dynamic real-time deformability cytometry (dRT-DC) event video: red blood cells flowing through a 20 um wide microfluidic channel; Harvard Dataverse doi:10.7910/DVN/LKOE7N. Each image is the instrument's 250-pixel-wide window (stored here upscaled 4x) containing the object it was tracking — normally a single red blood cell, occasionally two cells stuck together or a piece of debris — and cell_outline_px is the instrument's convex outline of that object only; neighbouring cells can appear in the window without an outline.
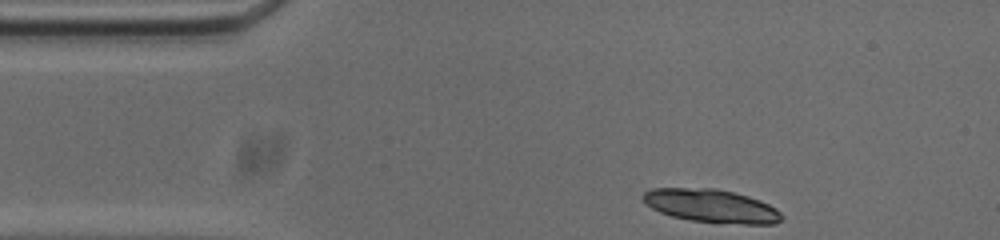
{"species": "common noctule bat (a hibernating species)", "species_latin": "Nyctalus noctula", "temperature_condition": "cold", "stored_images_in_passage": 46, "camera_frame_rate_fps": 3000, "um_per_image_px": 0.085, "animal": {"sex": "male", "body_mass_g": 20.0, "forearm_length_mm": 53.3}, "frame": {"image": 1, "passage_image": 1, "time_ms": 0.0, "image_size_px": [1000, 240], "cell_outline_px": [[784, 220], [772, 224], [716, 224], [692, 220], [672, 216], [660, 212], [652, 208], [640, 196], [644, 192], [652, 188], [716, 188], [748, 196], [760, 200], [776, 208], [784, 216]], "centroid_in_image_um": [60.5, 17.52], "position_along_channel_um": 24.5, "area_um2": 27.17}}